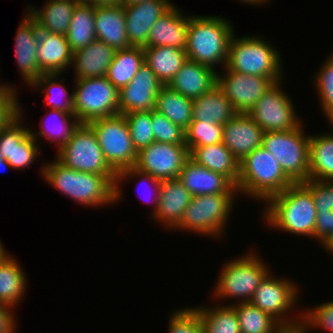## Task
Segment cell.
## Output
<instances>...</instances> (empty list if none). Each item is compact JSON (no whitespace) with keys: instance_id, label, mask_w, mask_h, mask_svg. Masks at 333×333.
<instances>
[{"instance_id":"4316f807","label":"cell","mask_w":333,"mask_h":333,"mask_svg":"<svg viewBox=\"0 0 333 333\" xmlns=\"http://www.w3.org/2000/svg\"><path fill=\"white\" fill-rule=\"evenodd\" d=\"M95 32L97 40L115 50L129 48L123 5L95 8Z\"/></svg>"},{"instance_id":"91938a15","label":"cell","mask_w":333,"mask_h":333,"mask_svg":"<svg viewBox=\"0 0 333 333\" xmlns=\"http://www.w3.org/2000/svg\"><path fill=\"white\" fill-rule=\"evenodd\" d=\"M143 1H147V0H122V5L123 6L133 5V4H136V3L143 2Z\"/></svg>"},{"instance_id":"52a82bcc","label":"cell","mask_w":333,"mask_h":333,"mask_svg":"<svg viewBox=\"0 0 333 333\" xmlns=\"http://www.w3.org/2000/svg\"><path fill=\"white\" fill-rule=\"evenodd\" d=\"M238 195V193H221L192 196L180 224L174 231H188L214 239L227 234L225 231L230 222L228 219Z\"/></svg>"},{"instance_id":"ffe728a7","label":"cell","mask_w":333,"mask_h":333,"mask_svg":"<svg viewBox=\"0 0 333 333\" xmlns=\"http://www.w3.org/2000/svg\"><path fill=\"white\" fill-rule=\"evenodd\" d=\"M191 199V193L178 178L161 181L157 209L152 215L153 220L171 232L180 224Z\"/></svg>"},{"instance_id":"94428289","label":"cell","mask_w":333,"mask_h":333,"mask_svg":"<svg viewBox=\"0 0 333 333\" xmlns=\"http://www.w3.org/2000/svg\"><path fill=\"white\" fill-rule=\"evenodd\" d=\"M8 85H9V86H12V84H11V85H10L9 83H8V84H6V83H4V84L2 83V84H1V82H0V88H5V87L8 86Z\"/></svg>"},{"instance_id":"484cf974","label":"cell","mask_w":333,"mask_h":333,"mask_svg":"<svg viewBox=\"0 0 333 333\" xmlns=\"http://www.w3.org/2000/svg\"><path fill=\"white\" fill-rule=\"evenodd\" d=\"M115 52L114 48L97 39L75 51L71 64V67H74V79L106 76Z\"/></svg>"},{"instance_id":"f6af8a7d","label":"cell","mask_w":333,"mask_h":333,"mask_svg":"<svg viewBox=\"0 0 333 333\" xmlns=\"http://www.w3.org/2000/svg\"><path fill=\"white\" fill-rule=\"evenodd\" d=\"M152 130L157 142L185 144V130L156 110H152Z\"/></svg>"},{"instance_id":"8fae6325","label":"cell","mask_w":333,"mask_h":333,"mask_svg":"<svg viewBox=\"0 0 333 333\" xmlns=\"http://www.w3.org/2000/svg\"><path fill=\"white\" fill-rule=\"evenodd\" d=\"M88 125L97 136L106 162L116 173L134 167L137 151L132 144L124 115L99 118L89 122Z\"/></svg>"},{"instance_id":"4dcf8cb0","label":"cell","mask_w":333,"mask_h":333,"mask_svg":"<svg viewBox=\"0 0 333 333\" xmlns=\"http://www.w3.org/2000/svg\"><path fill=\"white\" fill-rule=\"evenodd\" d=\"M47 116V117H46ZM40 120L41 130L33 131L30 128V134L37 141L40 137L47 139L49 143L56 144L57 152L71 139L74 131L81 124L74 113H67L61 110L51 109ZM50 118L51 120L47 119ZM52 121V122H51Z\"/></svg>"},{"instance_id":"ab89813d","label":"cell","mask_w":333,"mask_h":333,"mask_svg":"<svg viewBox=\"0 0 333 333\" xmlns=\"http://www.w3.org/2000/svg\"><path fill=\"white\" fill-rule=\"evenodd\" d=\"M232 306L237 313L241 333H278L284 328L276 319L250 302Z\"/></svg>"},{"instance_id":"ac0fdd59","label":"cell","mask_w":333,"mask_h":333,"mask_svg":"<svg viewBox=\"0 0 333 333\" xmlns=\"http://www.w3.org/2000/svg\"><path fill=\"white\" fill-rule=\"evenodd\" d=\"M39 32L36 22L25 12L15 36L14 53L21 79L27 87L44 74L37 61Z\"/></svg>"},{"instance_id":"f5cc1de1","label":"cell","mask_w":333,"mask_h":333,"mask_svg":"<svg viewBox=\"0 0 333 333\" xmlns=\"http://www.w3.org/2000/svg\"><path fill=\"white\" fill-rule=\"evenodd\" d=\"M85 4L92 6L93 8L98 7H111L122 5V0H81Z\"/></svg>"},{"instance_id":"6da1fadb","label":"cell","mask_w":333,"mask_h":333,"mask_svg":"<svg viewBox=\"0 0 333 333\" xmlns=\"http://www.w3.org/2000/svg\"><path fill=\"white\" fill-rule=\"evenodd\" d=\"M47 183L70 200L87 208L116 204L117 175H100L73 170L56 158L39 171Z\"/></svg>"},{"instance_id":"603a6c76","label":"cell","mask_w":333,"mask_h":333,"mask_svg":"<svg viewBox=\"0 0 333 333\" xmlns=\"http://www.w3.org/2000/svg\"><path fill=\"white\" fill-rule=\"evenodd\" d=\"M178 179L192 196L238 193L236 186L225 176L196 164L190 158L180 171Z\"/></svg>"},{"instance_id":"f35d334b","label":"cell","mask_w":333,"mask_h":333,"mask_svg":"<svg viewBox=\"0 0 333 333\" xmlns=\"http://www.w3.org/2000/svg\"><path fill=\"white\" fill-rule=\"evenodd\" d=\"M62 74H43L38 78L29 88L37 89L36 91L44 92L43 100L49 105L51 109L61 110L67 113H74L73 109V98L74 94L71 92L68 94L67 87L64 84V78L59 80ZM63 83V84H62ZM44 89V90H43Z\"/></svg>"},{"instance_id":"db71d44e","label":"cell","mask_w":333,"mask_h":333,"mask_svg":"<svg viewBox=\"0 0 333 333\" xmlns=\"http://www.w3.org/2000/svg\"><path fill=\"white\" fill-rule=\"evenodd\" d=\"M278 333H305L301 325L294 327H284Z\"/></svg>"},{"instance_id":"bcb514c9","label":"cell","mask_w":333,"mask_h":333,"mask_svg":"<svg viewBox=\"0 0 333 333\" xmlns=\"http://www.w3.org/2000/svg\"><path fill=\"white\" fill-rule=\"evenodd\" d=\"M133 178L134 179L138 178L137 180H139L140 184H143L144 181H145V183L146 182H148V184L150 183L149 187L152 190L151 192H154V193H152L153 194L152 198H149L148 196L147 197L149 198L150 201L152 200L151 202L148 201V202H150L153 205V208L151 209V212H150V215L152 216L154 214V212L156 211V209H157L158 194H159V189H160L161 181L158 180V179L153 178L149 174H146V173H143V172L137 170L134 167L124 169V170H122V171H120V172L117 173V179H116V204L118 203V201L119 202H120V200L122 201V198H123L122 197L123 194H122V190H121L123 182H125L127 180H130V179H133ZM139 183H138V186H139ZM143 199H144V197H143ZM146 200H148V199H146ZM143 202H145V201L143 200Z\"/></svg>"},{"instance_id":"5bb4252c","label":"cell","mask_w":333,"mask_h":333,"mask_svg":"<svg viewBox=\"0 0 333 333\" xmlns=\"http://www.w3.org/2000/svg\"><path fill=\"white\" fill-rule=\"evenodd\" d=\"M188 159L185 144L154 141L137 152L134 168L160 181L176 179Z\"/></svg>"},{"instance_id":"8992f818","label":"cell","mask_w":333,"mask_h":333,"mask_svg":"<svg viewBox=\"0 0 333 333\" xmlns=\"http://www.w3.org/2000/svg\"><path fill=\"white\" fill-rule=\"evenodd\" d=\"M256 253L251 249L223 264L213 288L214 300L233 299L234 303L227 305L250 302L260 282L271 271L268 262Z\"/></svg>"},{"instance_id":"6f0895ef","label":"cell","mask_w":333,"mask_h":333,"mask_svg":"<svg viewBox=\"0 0 333 333\" xmlns=\"http://www.w3.org/2000/svg\"><path fill=\"white\" fill-rule=\"evenodd\" d=\"M7 168L12 169V167L9 165V163L4 159L2 154L0 153V171H5Z\"/></svg>"},{"instance_id":"44dd1931","label":"cell","mask_w":333,"mask_h":333,"mask_svg":"<svg viewBox=\"0 0 333 333\" xmlns=\"http://www.w3.org/2000/svg\"><path fill=\"white\" fill-rule=\"evenodd\" d=\"M264 131L247 113H237L223 126L222 143L240 162L262 146Z\"/></svg>"},{"instance_id":"b9f144b4","label":"cell","mask_w":333,"mask_h":333,"mask_svg":"<svg viewBox=\"0 0 333 333\" xmlns=\"http://www.w3.org/2000/svg\"><path fill=\"white\" fill-rule=\"evenodd\" d=\"M223 126L192 120L185 129V145L190 150L196 147L209 146L222 142Z\"/></svg>"},{"instance_id":"7bdbcfd3","label":"cell","mask_w":333,"mask_h":333,"mask_svg":"<svg viewBox=\"0 0 333 333\" xmlns=\"http://www.w3.org/2000/svg\"><path fill=\"white\" fill-rule=\"evenodd\" d=\"M128 123L132 144L136 151L154 142L152 130V111L130 112L124 114Z\"/></svg>"},{"instance_id":"4fadbf2b","label":"cell","mask_w":333,"mask_h":333,"mask_svg":"<svg viewBox=\"0 0 333 333\" xmlns=\"http://www.w3.org/2000/svg\"><path fill=\"white\" fill-rule=\"evenodd\" d=\"M283 83H274L247 113L264 132L291 131L303 123L296 105L282 89Z\"/></svg>"},{"instance_id":"9f6ffc18","label":"cell","mask_w":333,"mask_h":333,"mask_svg":"<svg viewBox=\"0 0 333 333\" xmlns=\"http://www.w3.org/2000/svg\"><path fill=\"white\" fill-rule=\"evenodd\" d=\"M321 247H324L323 249L330 253V255L333 256V236Z\"/></svg>"},{"instance_id":"2e32d148","label":"cell","mask_w":333,"mask_h":333,"mask_svg":"<svg viewBox=\"0 0 333 333\" xmlns=\"http://www.w3.org/2000/svg\"><path fill=\"white\" fill-rule=\"evenodd\" d=\"M217 71V85L238 113H248L256 102L275 83L264 76L247 75L229 70Z\"/></svg>"},{"instance_id":"30bf717a","label":"cell","mask_w":333,"mask_h":333,"mask_svg":"<svg viewBox=\"0 0 333 333\" xmlns=\"http://www.w3.org/2000/svg\"><path fill=\"white\" fill-rule=\"evenodd\" d=\"M73 109L81 124L119 114V90L104 77L74 79Z\"/></svg>"},{"instance_id":"277c9868","label":"cell","mask_w":333,"mask_h":333,"mask_svg":"<svg viewBox=\"0 0 333 333\" xmlns=\"http://www.w3.org/2000/svg\"><path fill=\"white\" fill-rule=\"evenodd\" d=\"M294 182L284 173L279 162L263 146L239 162L238 194L265 204Z\"/></svg>"},{"instance_id":"ee69618b","label":"cell","mask_w":333,"mask_h":333,"mask_svg":"<svg viewBox=\"0 0 333 333\" xmlns=\"http://www.w3.org/2000/svg\"><path fill=\"white\" fill-rule=\"evenodd\" d=\"M302 312L301 326L305 333H309L312 329H323L329 333H333V300L326 301L314 308L307 307Z\"/></svg>"},{"instance_id":"836d02e7","label":"cell","mask_w":333,"mask_h":333,"mask_svg":"<svg viewBox=\"0 0 333 333\" xmlns=\"http://www.w3.org/2000/svg\"><path fill=\"white\" fill-rule=\"evenodd\" d=\"M13 256L11 254L0 261V304L16 308L26 295L28 279Z\"/></svg>"},{"instance_id":"7dc6e473","label":"cell","mask_w":333,"mask_h":333,"mask_svg":"<svg viewBox=\"0 0 333 333\" xmlns=\"http://www.w3.org/2000/svg\"><path fill=\"white\" fill-rule=\"evenodd\" d=\"M167 327V333H204L201 320L192 307L175 309Z\"/></svg>"},{"instance_id":"5b68a950","label":"cell","mask_w":333,"mask_h":333,"mask_svg":"<svg viewBox=\"0 0 333 333\" xmlns=\"http://www.w3.org/2000/svg\"><path fill=\"white\" fill-rule=\"evenodd\" d=\"M234 35L231 38L226 67L234 72L264 76L275 83L285 78L280 51L262 36ZM255 35V36H254Z\"/></svg>"},{"instance_id":"1f68e13d","label":"cell","mask_w":333,"mask_h":333,"mask_svg":"<svg viewBox=\"0 0 333 333\" xmlns=\"http://www.w3.org/2000/svg\"><path fill=\"white\" fill-rule=\"evenodd\" d=\"M331 131L310 135L309 179L333 181V124Z\"/></svg>"},{"instance_id":"3957f363","label":"cell","mask_w":333,"mask_h":333,"mask_svg":"<svg viewBox=\"0 0 333 333\" xmlns=\"http://www.w3.org/2000/svg\"><path fill=\"white\" fill-rule=\"evenodd\" d=\"M235 27L223 16L189 15L186 55L189 60L212 67L224 68Z\"/></svg>"},{"instance_id":"681fc988","label":"cell","mask_w":333,"mask_h":333,"mask_svg":"<svg viewBox=\"0 0 333 333\" xmlns=\"http://www.w3.org/2000/svg\"><path fill=\"white\" fill-rule=\"evenodd\" d=\"M13 86L0 88V130L6 127L20 114L18 90Z\"/></svg>"},{"instance_id":"cb8c5ba5","label":"cell","mask_w":333,"mask_h":333,"mask_svg":"<svg viewBox=\"0 0 333 333\" xmlns=\"http://www.w3.org/2000/svg\"><path fill=\"white\" fill-rule=\"evenodd\" d=\"M217 84V71L212 67L187 59L167 84L185 97L194 100Z\"/></svg>"},{"instance_id":"f1b7e54d","label":"cell","mask_w":333,"mask_h":333,"mask_svg":"<svg viewBox=\"0 0 333 333\" xmlns=\"http://www.w3.org/2000/svg\"><path fill=\"white\" fill-rule=\"evenodd\" d=\"M189 158L196 164L225 176L234 186L238 183L239 161L221 142L189 150Z\"/></svg>"},{"instance_id":"e0dca14e","label":"cell","mask_w":333,"mask_h":333,"mask_svg":"<svg viewBox=\"0 0 333 333\" xmlns=\"http://www.w3.org/2000/svg\"><path fill=\"white\" fill-rule=\"evenodd\" d=\"M163 84L144 62L128 85L119 90V114L155 110Z\"/></svg>"},{"instance_id":"9a60e30c","label":"cell","mask_w":333,"mask_h":333,"mask_svg":"<svg viewBox=\"0 0 333 333\" xmlns=\"http://www.w3.org/2000/svg\"><path fill=\"white\" fill-rule=\"evenodd\" d=\"M23 110L20 104V114L0 130V153L14 170L31 167L41 151L39 140L36 141L30 128L24 125Z\"/></svg>"},{"instance_id":"c3c4849f","label":"cell","mask_w":333,"mask_h":333,"mask_svg":"<svg viewBox=\"0 0 333 333\" xmlns=\"http://www.w3.org/2000/svg\"><path fill=\"white\" fill-rule=\"evenodd\" d=\"M302 184L311 192L317 213L333 211V181L308 179Z\"/></svg>"},{"instance_id":"7a4b0ae2","label":"cell","mask_w":333,"mask_h":333,"mask_svg":"<svg viewBox=\"0 0 333 333\" xmlns=\"http://www.w3.org/2000/svg\"><path fill=\"white\" fill-rule=\"evenodd\" d=\"M264 205L262 220L268 227L314 239L317 212L311 192L302 183L285 188Z\"/></svg>"},{"instance_id":"11a10c76","label":"cell","mask_w":333,"mask_h":333,"mask_svg":"<svg viewBox=\"0 0 333 333\" xmlns=\"http://www.w3.org/2000/svg\"><path fill=\"white\" fill-rule=\"evenodd\" d=\"M237 1V0H236ZM241 3H245L248 5H253V6H260L266 4V3H270L271 0H239ZM269 1V2H268Z\"/></svg>"},{"instance_id":"7c38bea8","label":"cell","mask_w":333,"mask_h":333,"mask_svg":"<svg viewBox=\"0 0 333 333\" xmlns=\"http://www.w3.org/2000/svg\"><path fill=\"white\" fill-rule=\"evenodd\" d=\"M55 154L54 158L73 170L100 175H117L106 162L97 136L88 124H80L71 139Z\"/></svg>"},{"instance_id":"d4e9b609","label":"cell","mask_w":333,"mask_h":333,"mask_svg":"<svg viewBox=\"0 0 333 333\" xmlns=\"http://www.w3.org/2000/svg\"><path fill=\"white\" fill-rule=\"evenodd\" d=\"M73 52L70 49L66 35L52 34L40 30L37 50V61L44 74H53L69 70L72 64Z\"/></svg>"},{"instance_id":"83f0119b","label":"cell","mask_w":333,"mask_h":333,"mask_svg":"<svg viewBox=\"0 0 333 333\" xmlns=\"http://www.w3.org/2000/svg\"><path fill=\"white\" fill-rule=\"evenodd\" d=\"M80 1L47 0L45 6L26 7V13L36 22L39 30L66 35L73 11Z\"/></svg>"},{"instance_id":"816d5d0a","label":"cell","mask_w":333,"mask_h":333,"mask_svg":"<svg viewBox=\"0 0 333 333\" xmlns=\"http://www.w3.org/2000/svg\"><path fill=\"white\" fill-rule=\"evenodd\" d=\"M14 307L0 304V333H15L17 318L14 315Z\"/></svg>"},{"instance_id":"680465c9","label":"cell","mask_w":333,"mask_h":333,"mask_svg":"<svg viewBox=\"0 0 333 333\" xmlns=\"http://www.w3.org/2000/svg\"><path fill=\"white\" fill-rule=\"evenodd\" d=\"M11 254L5 250L4 245L0 242V261L9 257Z\"/></svg>"},{"instance_id":"60d3db41","label":"cell","mask_w":333,"mask_h":333,"mask_svg":"<svg viewBox=\"0 0 333 333\" xmlns=\"http://www.w3.org/2000/svg\"><path fill=\"white\" fill-rule=\"evenodd\" d=\"M319 71L314 75L312 84L319 96L322 114L328 119V123L333 124V56H327L326 61L319 67Z\"/></svg>"},{"instance_id":"9c48e42d","label":"cell","mask_w":333,"mask_h":333,"mask_svg":"<svg viewBox=\"0 0 333 333\" xmlns=\"http://www.w3.org/2000/svg\"><path fill=\"white\" fill-rule=\"evenodd\" d=\"M272 272L270 271L260 282L250 303L272 316L283 327L301 325L302 312L297 316L294 314V318L289 315V312L291 314V311L296 309L294 307L298 306L297 300L301 293L299 287H297L299 285L296 282L294 283V280H290L291 278L277 277Z\"/></svg>"},{"instance_id":"7402d4cb","label":"cell","mask_w":333,"mask_h":333,"mask_svg":"<svg viewBox=\"0 0 333 333\" xmlns=\"http://www.w3.org/2000/svg\"><path fill=\"white\" fill-rule=\"evenodd\" d=\"M173 5L152 25L143 47L170 46L185 50L188 36L189 16Z\"/></svg>"},{"instance_id":"74e56055","label":"cell","mask_w":333,"mask_h":333,"mask_svg":"<svg viewBox=\"0 0 333 333\" xmlns=\"http://www.w3.org/2000/svg\"><path fill=\"white\" fill-rule=\"evenodd\" d=\"M204 333H241L237 313L232 305L194 306Z\"/></svg>"},{"instance_id":"d6986e66","label":"cell","mask_w":333,"mask_h":333,"mask_svg":"<svg viewBox=\"0 0 333 333\" xmlns=\"http://www.w3.org/2000/svg\"><path fill=\"white\" fill-rule=\"evenodd\" d=\"M173 5L171 0H147L123 6L129 44L143 47L147 42L152 25Z\"/></svg>"},{"instance_id":"d6a6232c","label":"cell","mask_w":333,"mask_h":333,"mask_svg":"<svg viewBox=\"0 0 333 333\" xmlns=\"http://www.w3.org/2000/svg\"><path fill=\"white\" fill-rule=\"evenodd\" d=\"M144 61L163 85H167L188 59L186 51L170 46L143 47Z\"/></svg>"},{"instance_id":"ba28073f","label":"cell","mask_w":333,"mask_h":333,"mask_svg":"<svg viewBox=\"0 0 333 333\" xmlns=\"http://www.w3.org/2000/svg\"><path fill=\"white\" fill-rule=\"evenodd\" d=\"M303 124L291 131L264 132L262 139V146L273 155L294 183L309 179L310 134L304 132Z\"/></svg>"},{"instance_id":"8d00e7d4","label":"cell","mask_w":333,"mask_h":333,"mask_svg":"<svg viewBox=\"0 0 333 333\" xmlns=\"http://www.w3.org/2000/svg\"><path fill=\"white\" fill-rule=\"evenodd\" d=\"M66 39L73 53L97 39L95 8L82 1L76 5L66 33Z\"/></svg>"},{"instance_id":"d590c367","label":"cell","mask_w":333,"mask_h":333,"mask_svg":"<svg viewBox=\"0 0 333 333\" xmlns=\"http://www.w3.org/2000/svg\"><path fill=\"white\" fill-rule=\"evenodd\" d=\"M155 110L184 130L193 120V100L168 85H163L156 98Z\"/></svg>"},{"instance_id":"f907efd6","label":"cell","mask_w":333,"mask_h":333,"mask_svg":"<svg viewBox=\"0 0 333 333\" xmlns=\"http://www.w3.org/2000/svg\"><path fill=\"white\" fill-rule=\"evenodd\" d=\"M333 236V211L317 213L314 241L324 245Z\"/></svg>"},{"instance_id":"e575fe53","label":"cell","mask_w":333,"mask_h":333,"mask_svg":"<svg viewBox=\"0 0 333 333\" xmlns=\"http://www.w3.org/2000/svg\"><path fill=\"white\" fill-rule=\"evenodd\" d=\"M144 62L143 47L130 46L127 49L116 50L105 77L120 90L129 84Z\"/></svg>"},{"instance_id":"f546056e","label":"cell","mask_w":333,"mask_h":333,"mask_svg":"<svg viewBox=\"0 0 333 333\" xmlns=\"http://www.w3.org/2000/svg\"><path fill=\"white\" fill-rule=\"evenodd\" d=\"M237 113L217 84L193 100V120L224 125Z\"/></svg>"}]
</instances>
